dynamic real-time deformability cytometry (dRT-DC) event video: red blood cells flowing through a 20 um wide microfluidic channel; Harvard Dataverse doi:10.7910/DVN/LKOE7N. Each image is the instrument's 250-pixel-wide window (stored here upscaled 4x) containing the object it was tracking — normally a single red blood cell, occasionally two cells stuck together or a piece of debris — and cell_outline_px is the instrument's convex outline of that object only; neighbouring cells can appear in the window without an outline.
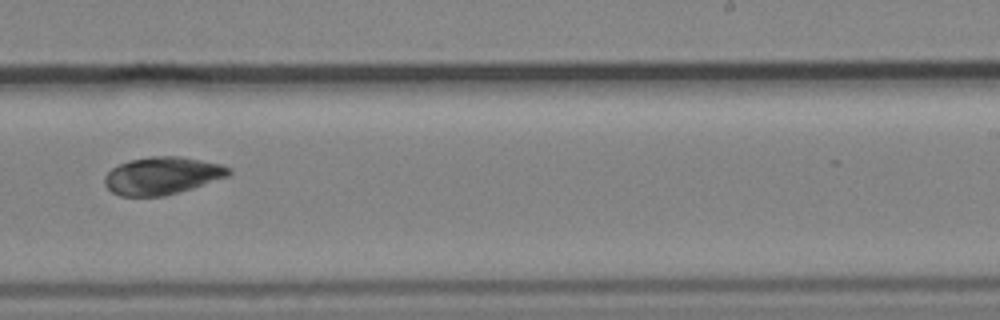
{"species": "common noctule bat (a hibernating species)", "species_latin": "Nyctalus noctula", "temperature_condition": "cold", "stored_images_in_passage": 16, "camera_frame_rate_fps": 3000, "um_per_image_px": 0.085, "animal": {"sex": "male", "body_mass_g": 19.2, "forearm_length_mm": 51.8}, "frame": {"image": 1, "passage_image": 10, "time_ms": 3.0, "image_size_px": [1000, 320], "cell_outline_px": [[232, 172], [228, 176], [192, 188], [164, 196], [120, 196], [112, 192], [104, 184], [104, 176], [112, 168], [120, 164], [132, 160], [152, 156], [180, 156], [220, 164], [232, 168]], "centroid_in_image_um": [13.78, 14.93], "position_along_channel_um": 275.2, "area_um2": 26.99}}
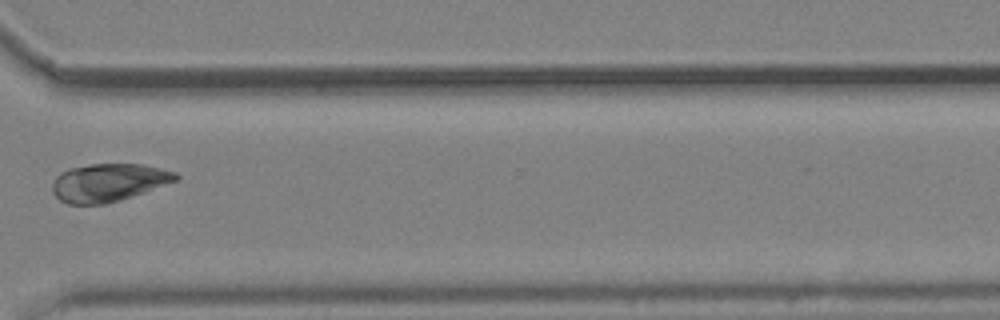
{"frame": {"image": 2, "passage_image": 12, "time_ms": 3.667, "image_size_px": [1000, 320], "cell_outline_px": [[180, 176], [176, 180], [144, 192], [120, 200], [104, 204], [68, 204], [60, 200], [52, 192], [52, 184], [56, 176], [60, 172], [68, 168], [88, 164], [140, 164], [160, 168], [176, 172]], "centroid_in_image_um": [9.18, 15.51], "position_along_channel_um": 361.4, "area_um2": 27.22}}